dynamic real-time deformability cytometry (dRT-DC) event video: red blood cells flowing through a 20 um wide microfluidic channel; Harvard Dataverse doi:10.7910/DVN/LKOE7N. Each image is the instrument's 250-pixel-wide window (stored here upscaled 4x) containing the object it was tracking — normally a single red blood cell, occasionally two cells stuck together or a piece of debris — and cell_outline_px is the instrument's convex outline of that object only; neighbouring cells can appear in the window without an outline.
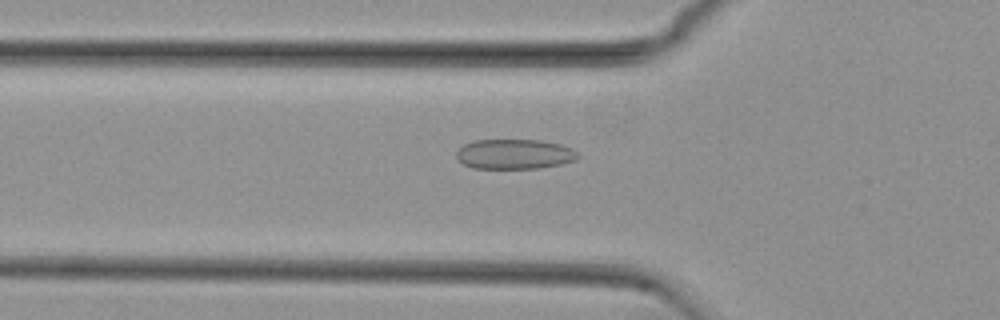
{"species": "common noctule bat (a hibernating species)", "species_latin": "Nyctalus noctula", "temperature_condition": "cold", "stored_images_in_passage": 54, "camera_frame_rate_fps": 3000, "um_per_image_px": 0.085, "animal": {"sex": "female", "body_mass_g": 29.2, "forearm_length_mm": 56.3}, "frame": {"image": 1, "passage_image": 18, "time_ms": 5.667, "image_size_px": [1000, 320], "cell_outline_px": [[580, 156], [576, 160], [560, 164], [536, 168], [472, 168], [464, 164], [456, 156], [456, 152], [464, 144], [472, 140], [540, 140], [560, 144], [572, 148]], "centroid_in_image_um": [43.73, 13.09], "position_along_channel_um": 82.1, "area_um2": 21.1}}
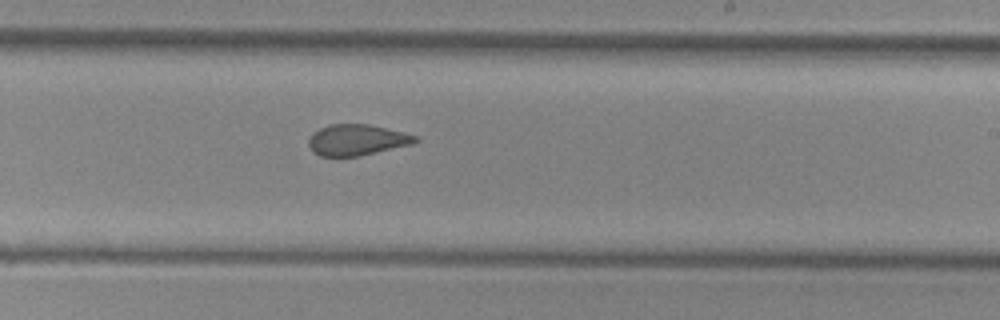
{"frame": {"image": 2, "passage_image": 32, "time_ms": 10.333, "image_size_px": [1000, 320], "cell_outline_px": [[420, 140], [412, 144], [360, 156], [320, 156], [312, 152], [308, 144], [308, 140], [312, 132], [328, 124], [368, 124], [404, 132], [416, 136]], "centroid_in_image_um": [30.31, 11.89], "position_along_channel_um": 258.7, "area_um2": 19.36}}
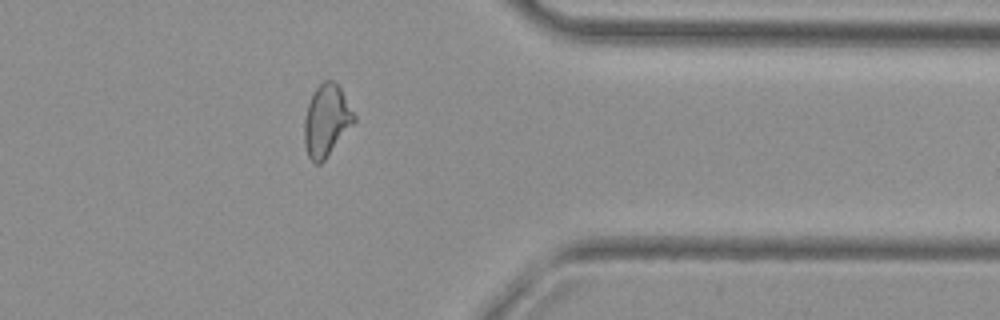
{"frame": {"image": 3, "passage_image": 43, "time_ms": 14.0, "image_size_px": [1000, 320], "cell_outline_px": [[356, 120], [324, 160], [320, 164], [316, 164], [308, 156], [304, 144], [304, 120], [308, 104], [316, 88], [324, 80], [332, 80], [340, 88], [356, 116]], "centroid_in_image_um": [27.74, 10.25], "position_along_channel_um": 383.7, "area_um2": 20.46}, "authors_computed_cell_mechanics": {"area_um2": 21.2126, "velocity_mm_per_s": 3.7734, "shape_relaxation_time_tau1_ms": null, "shape_relaxation_time_tau2_ms": 1.5421, "deformation_change_tau1": null, "deformation_change_tau2": 0.0671}}